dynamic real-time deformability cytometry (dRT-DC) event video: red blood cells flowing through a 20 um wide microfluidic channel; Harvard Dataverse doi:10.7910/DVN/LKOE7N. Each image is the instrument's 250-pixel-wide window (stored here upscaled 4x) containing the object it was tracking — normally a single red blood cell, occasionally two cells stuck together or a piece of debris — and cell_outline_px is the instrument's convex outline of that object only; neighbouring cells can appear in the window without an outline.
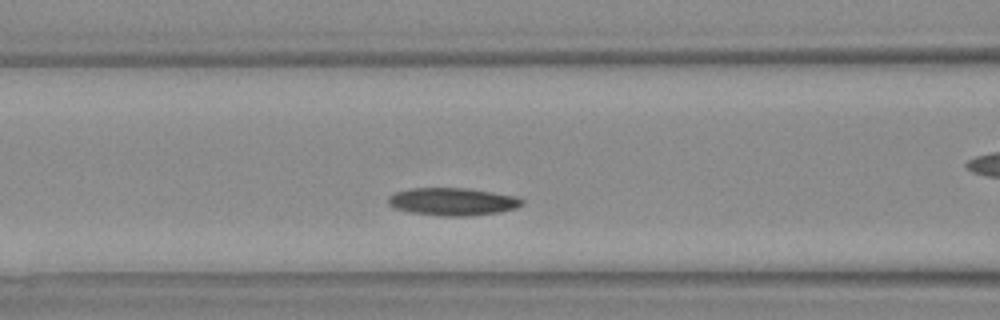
{"species": "Egyptian fruit bat (a non-hibernating species)", "species_latin": "Rousettus aegyptiacus", "temperature_condition": "warm", "stored_images_in_passage": 22, "camera_frame_rate_fps": 3000, "um_per_image_px": 0.085, "animal": {"sex": "female"}, "frame": {"image": 1, "passage_image": 4, "time_ms": 1.0, "image_size_px": [1000, 320], "cell_outline_px": [[524, 204], [516, 208], [500, 212], [472, 216], [440, 216], [412, 212], [396, 208], [388, 204], [388, 196], [396, 192], [412, 188], [464, 188], [516, 196], [524, 200]], "centroid_in_image_um": [38.5, 17.14], "position_along_channel_um": 128.1, "area_um2": 21.5}}